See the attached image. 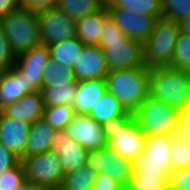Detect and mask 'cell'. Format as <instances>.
Masks as SVG:
<instances>
[{
	"label": "cell",
	"mask_w": 190,
	"mask_h": 190,
	"mask_svg": "<svg viewBox=\"0 0 190 190\" xmlns=\"http://www.w3.org/2000/svg\"><path fill=\"white\" fill-rule=\"evenodd\" d=\"M107 90L133 113L149 96L150 69L146 66L115 69L106 75Z\"/></svg>",
	"instance_id": "6da1fadb"
},
{
	"label": "cell",
	"mask_w": 190,
	"mask_h": 190,
	"mask_svg": "<svg viewBox=\"0 0 190 190\" xmlns=\"http://www.w3.org/2000/svg\"><path fill=\"white\" fill-rule=\"evenodd\" d=\"M149 96L182 109L190 101V73L174 67L150 69Z\"/></svg>",
	"instance_id": "7a4b0ae2"
},
{
	"label": "cell",
	"mask_w": 190,
	"mask_h": 190,
	"mask_svg": "<svg viewBox=\"0 0 190 190\" xmlns=\"http://www.w3.org/2000/svg\"><path fill=\"white\" fill-rule=\"evenodd\" d=\"M108 146L121 157L133 161L145 149L146 135L136 123L133 113L113 118L102 125Z\"/></svg>",
	"instance_id": "3957f363"
},
{
	"label": "cell",
	"mask_w": 190,
	"mask_h": 190,
	"mask_svg": "<svg viewBox=\"0 0 190 190\" xmlns=\"http://www.w3.org/2000/svg\"><path fill=\"white\" fill-rule=\"evenodd\" d=\"M0 24L15 56L41 45L37 11L20 5L0 18Z\"/></svg>",
	"instance_id": "277c9868"
},
{
	"label": "cell",
	"mask_w": 190,
	"mask_h": 190,
	"mask_svg": "<svg viewBox=\"0 0 190 190\" xmlns=\"http://www.w3.org/2000/svg\"><path fill=\"white\" fill-rule=\"evenodd\" d=\"M133 117L146 136L179 133V110L150 96L133 112Z\"/></svg>",
	"instance_id": "5b68a950"
},
{
	"label": "cell",
	"mask_w": 190,
	"mask_h": 190,
	"mask_svg": "<svg viewBox=\"0 0 190 190\" xmlns=\"http://www.w3.org/2000/svg\"><path fill=\"white\" fill-rule=\"evenodd\" d=\"M179 34L178 23L159 18L143 44V61L148 69L172 67L175 43Z\"/></svg>",
	"instance_id": "8992f818"
},
{
	"label": "cell",
	"mask_w": 190,
	"mask_h": 190,
	"mask_svg": "<svg viewBox=\"0 0 190 190\" xmlns=\"http://www.w3.org/2000/svg\"><path fill=\"white\" fill-rule=\"evenodd\" d=\"M27 182H33L42 190H58L64 173L57 153L53 151L29 157H21Z\"/></svg>",
	"instance_id": "52a82bcc"
},
{
	"label": "cell",
	"mask_w": 190,
	"mask_h": 190,
	"mask_svg": "<svg viewBox=\"0 0 190 190\" xmlns=\"http://www.w3.org/2000/svg\"><path fill=\"white\" fill-rule=\"evenodd\" d=\"M171 135L146 136L145 149L133 161V172L169 174L171 172Z\"/></svg>",
	"instance_id": "ba28073f"
},
{
	"label": "cell",
	"mask_w": 190,
	"mask_h": 190,
	"mask_svg": "<svg viewBox=\"0 0 190 190\" xmlns=\"http://www.w3.org/2000/svg\"><path fill=\"white\" fill-rule=\"evenodd\" d=\"M42 45L49 46L76 37V20L56 8L37 11Z\"/></svg>",
	"instance_id": "9c48e42d"
},
{
	"label": "cell",
	"mask_w": 190,
	"mask_h": 190,
	"mask_svg": "<svg viewBox=\"0 0 190 190\" xmlns=\"http://www.w3.org/2000/svg\"><path fill=\"white\" fill-rule=\"evenodd\" d=\"M103 49L109 71L145 66L143 61V44L129 37L99 41Z\"/></svg>",
	"instance_id": "30bf717a"
},
{
	"label": "cell",
	"mask_w": 190,
	"mask_h": 190,
	"mask_svg": "<svg viewBox=\"0 0 190 190\" xmlns=\"http://www.w3.org/2000/svg\"><path fill=\"white\" fill-rule=\"evenodd\" d=\"M51 60L48 46L39 45L16 56L14 67L26 81V92L40 91L46 66Z\"/></svg>",
	"instance_id": "8fae6325"
},
{
	"label": "cell",
	"mask_w": 190,
	"mask_h": 190,
	"mask_svg": "<svg viewBox=\"0 0 190 190\" xmlns=\"http://www.w3.org/2000/svg\"><path fill=\"white\" fill-rule=\"evenodd\" d=\"M87 164L97 173H106L125 188L133 173L132 161L121 157L109 146L99 150H90L87 155Z\"/></svg>",
	"instance_id": "7c38bea8"
},
{
	"label": "cell",
	"mask_w": 190,
	"mask_h": 190,
	"mask_svg": "<svg viewBox=\"0 0 190 190\" xmlns=\"http://www.w3.org/2000/svg\"><path fill=\"white\" fill-rule=\"evenodd\" d=\"M110 17L115 24L132 40L144 44L152 33L155 24L161 16L146 13H134L129 9L115 8L106 4Z\"/></svg>",
	"instance_id": "4fadbf2b"
},
{
	"label": "cell",
	"mask_w": 190,
	"mask_h": 190,
	"mask_svg": "<svg viewBox=\"0 0 190 190\" xmlns=\"http://www.w3.org/2000/svg\"><path fill=\"white\" fill-rule=\"evenodd\" d=\"M65 131L72 140L87 151L108 146L102 125L88 115L76 114Z\"/></svg>",
	"instance_id": "5bb4252c"
},
{
	"label": "cell",
	"mask_w": 190,
	"mask_h": 190,
	"mask_svg": "<svg viewBox=\"0 0 190 190\" xmlns=\"http://www.w3.org/2000/svg\"><path fill=\"white\" fill-rule=\"evenodd\" d=\"M50 151L58 154L64 174L87 164L89 151L72 140L65 130H56Z\"/></svg>",
	"instance_id": "9a60e30c"
},
{
	"label": "cell",
	"mask_w": 190,
	"mask_h": 190,
	"mask_svg": "<svg viewBox=\"0 0 190 190\" xmlns=\"http://www.w3.org/2000/svg\"><path fill=\"white\" fill-rule=\"evenodd\" d=\"M73 71L77 81L106 78L109 68L103 49L99 45H84Z\"/></svg>",
	"instance_id": "2e32d148"
},
{
	"label": "cell",
	"mask_w": 190,
	"mask_h": 190,
	"mask_svg": "<svg viewBox=\"0 0 190 190\" xmlns=\"http://www.w3.org/2000/svg\"><path fill=\"white\" fill-rule=\"evenodd\" d=\"M31 124L6 117L0 112V142L19 158L25 154V146Z\"/></svg>",
	"instance_id": "e0dca14e"
},
{
	"label": "cell",
	"mask_w": 190,
	"mask_h": 190,
	"mask_svg": "<svg viewBox=\"0 0 190 190\" xmlns=\"http://www.w3.org/2000/svg\"><path fill=\"white\" fill-rule=\"evenodd\" d=\"M4 116L25 121L29 124L43 118L44 101L41 91L27 93L18 101L0 111Z\"/></svg>",
	"instance_id": "ac0fdd59"
},
{
	"label": "cell",
	"mask_w": 190,
	"mask_h": 190,
	"mask_svg": "<svg viewBox=\"0 0 190 190\" xmlns=\"http://www.w3.org/2000/svg\"><path fill=\"white\" fill-rule=\"evenodd\" d=\"M106 91L105 78L78 81L72 105L76 114L88 115Z\"/></svg>",
	"instance_id": "d6986e66"
},
{
	"label": "cell",
	"mask_w": 190,
	"mask_h": 190,
	"mask_svg": "<svg viewBox=\"0 0 190 190\" xmlns=\"http://www.w3.org/2000/svg\"><path fill=\"white\" fill-rule=\"evenodd\" d=\"M55 132L56 130L43 118L32 123L25 146V154L22 157L50 151Z\"/></svg>",
	"instance_id": "ffe728a7"
},
{
	"label": "cell",
	"mask_w": 190,
	"mask_h": 190,
	"mask_svg": "<svg viewBox=\"0 0 190 190\" xmlns=\"http://www.w3.org/2000/svg\"><path fill=\"white\" fill-rule=\"evenodd\" d=\"M26 81L13 66L0 74V111L26 95Z\"/></svg>",
	"instance_id": "44dd1931"
},
{
	"label": "cell",
	"mask_w": 190,
	"mask_h": 190,
	"mask_svg": "<svg viewBox=\"0 0 190 190\" xmlns=\"http://www.w3.org/2000/svg\"><path fill=\"white\" fill-rule=\"evenodd\" d=\"M110 16L107 7L76 21V37L84 45H98L105 20Z\"/></svg>",
	"instance_id": "7402d4cb"
},
{
	"label": "cell",
	"mask_w": 190,
	"mask_h": 190,
	"mask_svg": "<svg viewBox=\"0 0 190 190\" xmlns=\"http://www.w3.org/2000/svg\"><path fill=\"white\" fill-rule=\"evenodd\" d=\"M84 44L77 38L73 37L62 42L48 46L52 60L60 64L62 68H73L79 55L82 53Z\"/></svg>",
	"instance_id": "603a6c76"
},
{
	"label": "cell",
	"mask_w": 190,
	"mask_h": 190,
	"mask_svg": "<svg viewBox=\"0 0 190 190\" xmlns=\"http://www.w3.org/2000/svg\"><path fill=\"white\" fill-rule=\"evenodd\" d=\"M127 112L128 111L122 103L107 90L93 107L88 116L103 125L105 122L113 118L123 116Z\"/></svg>",
	"instance_id": "cb8c5ba5"
},
{
	"label": "cell",
	"mask_w": 190,
	"mask_h": 190,
	"mask_svg": "<svg viewBox=\"0 0 190 190\" xmlns=\"http://www.w3.org/2000/svg\"><path fill=\"white\" fill-rule=\"evenodd\" d=\"M97 172L88 164L64 174L58 190H92Z\"/></svg>",
	"instance_id": "d4e9b609"
},
{
	"label": "cell",
	"mask_w": 190,
	"mask_h": 190,
	"mask_svg": "<svg viewBox=\"0 0 190 190\" xmlns=\"http://www.w3.org/2000/svg\"><path fill=\"white\" fill-rule=\"evenodd\" d=\"M107 0H59L57 8L74 20L102 10Z\"/></svg>",
	"instance_id": "484cf974"
},
{
	"label": "cell",
	"mask_w": 190,
	"mask_h": 190,
	"mask_svg": "<svg viewBox=\"0 0 190 190\" xmlns=\"http://www.w3.org/2000/svg\"><path fill=\"white\" fill-rule=\"evenodd\" d=\"M77 84L78 81H74L73 83L56 87H41L40 91L44 107L73 105Z\"/></svg>",
	"instance_id": "4316f807"
},
{
	"label": "cell",
	"mask_w": 190,
	"mask_h": 190,
	"mask_svg": "<svg viewBox=\"0 0 190 190\" xmlns=\"http://www.w3.org/2000/svg\"><path fill=\"white\" fill-rule=\"evenodd\" d=\"M76 80L73 68L64 67L57 64L55 60H50L45 68L42 78V87H56L73 83Z\"/></svg>",
	"instance_id": "83f0119b"
},
{
	"label": "cell",
	"mask_w": 190,
	"mask_h": 190,
	"mask_svg": "<svg viewBox=\"0 0 190 190\" xmlns=\"http://www.w3.org/2000/svg\"><path fill=\"white\" fill-rule=\"evenodd\" d=\"M169 174H141L133 172L127 190H168Z\"/></svg>",
	"instance_id": "f1b7e54d"
},
{
	"label": "cell",
	"mask_w": 190,
	"mask_h": 190,
	"mask_svg": "<svg viewBox=\"0 0 190 190\" xmlns=\"http://www.w3.org/2000/svg\"><path fill=\"white\" fill-rule=\"evenodd\" d=\"M72 105L44 107L43 119L55 130H65L75 117Z\"/></svg>",
	"instance_id": "f546056e"
},
{
	"label": "cell",
	"mask_w": 190,
	"mask_h": 190,
	"mask_svg": "<svg viewBox=\"0 0 190 190\" xmlns=\"http://www.w3.org/2000/svg\"><path fill=\"white\" fill-rule=\"evenodd\" d=\"M190 168V140L180 133L172 135L171 170Z\"/></svg>",
	"instance_id": "4dcf8cb0"
},
{
	"label": "cell",
	"mask_w": 190,
	"mask_h": 190,
	"mask_svg": "<svg viewBox=\"0 0 190 190\" xmlns=\"http://www.w3.org/2000/svg\"><path fill=\"white\" fill-rule=\"evenodd\" d=\"M115 8L129 9L134 13H146L152 16H161V0H107Z\"/></svg>",
	"instance_id": "1f68e13d"
},
{
	"label": "cell",
	"mask_w": 190,
	"mask_h": 190,
	"mask_svg": "<svg viewBox=\"0 0 190 190\" xmlns=\"http://www.w3.org/2000/svg\"><path fill=\"white\" fill-rule=\"evenodd\" d=\"M172 67L190 73V35L179 31L172 59Z\"/></svg>",
	"instance_id": "d6a6232c"
},
{
	"label": "cell",
	"mask_w": 190,
	"mask_h": 190,
	"mask_svg": "<svg viewBox=\"0 0 190 190\" xmlns=\"http://www.w3.org/2000/svg\"><path fill=\"white\" fill-rule=\"evenodd\" d=\"M161 18L179 22L190 15V0H161Z\"/></svg>",
	"instance_id": "836d02e7"
},
{
	"label": "cell",
	"mask_w": 190,
	"mask_h": 190,
	"mask_svg": "<svg viewBox=\"0 0 190 190\" xmlns=\"http://www.w3.org/2000/svg\"><path fill=\"white\" fill-rule=\"evenodd\" d=\"M24 182L26 177L21 162L0 174V190H20Z\"/></svg>",
	"instance_id": "e575fe53"
},
{
	"label": "cell",
	"mask_w": 190,
	"mask_h": 190,
	"mask_svg": "<svg viewBox=\"0 0 190 190\" xmlns=\"http://www.w3.org/2000/svg\"><path fill=\"white\" fill-rule=\"evenodd\" d=\"M168 190H190V168L171 170Z\"/></svg>",
	"instance_id": "d590c367"
},
{
	"label": "cell",
	"mask_w": 190,
	"mask_h": 190,
	"mask_svg": "<svg viewBox=\"0 0 190 190\" xmlns=\"http://www.w3.org/2000/svg\"><path fill=\"white\" fill-rule=\"evenodd\" d=\"M16 56L9 45L3 27L0 24V69L8 70L13 67Z\"/></svg>",
	"instance_id": "8d00e7d4"
},
{
	"label": "cell",
	"mask_w": 190,
	"mask_h": 190,
	"mask_svg": "<svg viewBox=\"0 0 190 190\" xmlns=\"http://www.w3.org/2000/svg\"><path fill=\"white\" fill-rule=\"evenodd\" d=\"M127 35L115 24L114 20L109 16L105 20L103 31L99 41L126 39Z\"/></svg>",
	"instance_id": "74e56055"
},
{
	"label": "cell",
	"mask_w": 190,
	"mask_h": 190,
	"mask_svg": "<svg viewBox=\"0 0 190 190\" xmlns=\"http://www.w3.org/2000/svg\"><path fill=\"white\" fill-rule=\"evenodd\" d=\"M125 187L107 175L106 173H97L92 190H123Z\"/></svg>",
	"instance_id": "f35d334b"
},
{
	"label": "cell",
	"mask_w": 190,
	"mask_h": 190,
	"mask_svg": "<svg viewBox=\"0 0 190 190\" xmlns=\"http://www.w3.org/2000/svg\"><path fill=\"white\" fill-rule=\"evenodd\" d=\"M21 159L0 142V174L18 165Z\"/></svg>",
	"instance_id": "ab89813d"
},
{
	"label": "cell",
	"mask_w": 190,
	"mask_h": 190,
	"mask_svg": "<svg viewBox=\"0 0 190 190\" xmlns=\"http://www.w3.org/2000/svg\"><path fill=\"white\" fill-rule=\"evenodd\" d=\"M179 133L190 140V101L179 110Z\"/></svg>",
	"instance_id": "60d3db41"
},
{
	"label": "cell",
	"mask_w": 190,
	"mask_h": 190,
	"mask_svg": "<svg viewBox=\"0 0 190 190\" xmlns=\"http://www.w3.org/2000/svg\"><path fill=\"white\" fill-rule=\"evenodd\" d=\"M59 0H22L20 4L29 9L39 11L46 8H56Z\"/></svg>",
	"instance_id": "b9f144b4"
},
{
	"label": "cell",
	"mask_w": 190,
	"mask_h": 190,
	"mask_svg": "<svg viewBox=\"0 0 190 190\" xmlns=\"http://www.w3.org/2000/svg\"><path fill=\"white\" fill-rule=\"evenodd\" d=\"M20 5L19 0H0V18L12 13Z\"/></svg>",
	"instance_id": "7bdbcfd3"
},
{
	"label": "cell",
	"mask_w": 190,
	"mask_h": 190,
	"mask_svg": "<svg viewBox=\"0 0 190 190\" xmlns=\"http://www.w3.org/2000/svg\"><path fill=\"white\" fill-rule=\"evenodd\" d=\"M178 23L179 31L190 35V15L181 19Z\"/></svg>",
	"instance_id": "ee69618b"
},
{
	"label": "cell",
	"mask_w": 190,
	"mask_h": 190,
	"mask_svg": "<svg viewBox=\"0 0 190 190\" xmlns=\"http://www.w3.org/2000/svg\"><path fill=\"white\" fill-rule=\"evenodd\" d=\"M20 190H42V189L35 183L26 181L20 186Z\"/></svg>",
	"instance_id": "f6af8a7d"
}]
</instances>
